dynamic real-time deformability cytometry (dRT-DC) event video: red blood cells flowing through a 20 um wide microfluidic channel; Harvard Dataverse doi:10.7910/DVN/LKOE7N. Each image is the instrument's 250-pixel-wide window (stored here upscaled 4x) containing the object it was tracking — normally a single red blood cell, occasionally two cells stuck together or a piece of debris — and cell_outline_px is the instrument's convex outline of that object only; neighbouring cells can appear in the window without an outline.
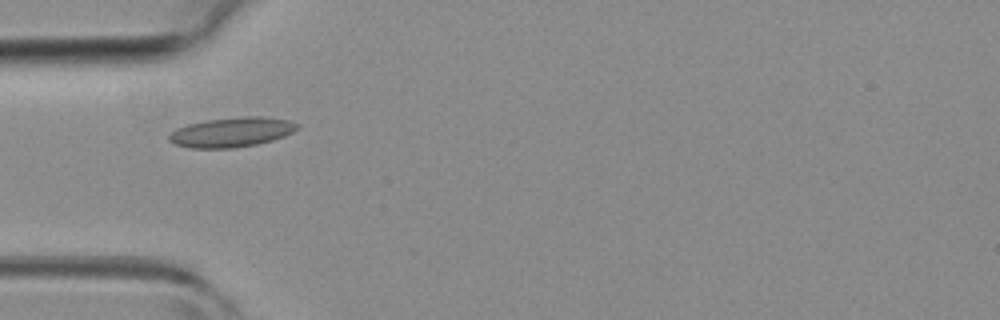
{"species": "common noctule bat (a hibernating species)", "species_latin": "Nyctalus noctula", "temperature_condition": "room temperature", "stored_images_in_passage": 1, "camera_frame_rate_fps": 3000, "um_per_image_px": 0.085, "animal": {"sex": "female", "body_mass_g": 19.3, "forearm_length_mm": 54.1}, "frame": {"image": 1, "passage_image": 1, "time_ms": 0.0, "image_size_px": [1000, 320], "cell_outline_px": [[300, 128], [284, 136], [272, 140], [256, 144], [236, 148], [188, 148], [176, 144], [168, 140], [168, 136], [176, 128], [188, 124], [208, 120], [240, 116], [264, 116], [288, 120], [300, 124]], "centroid_in_image_um": [19.71, 11.23], "position_along_channel_um": 65.3, "area_um2": 22.31}}